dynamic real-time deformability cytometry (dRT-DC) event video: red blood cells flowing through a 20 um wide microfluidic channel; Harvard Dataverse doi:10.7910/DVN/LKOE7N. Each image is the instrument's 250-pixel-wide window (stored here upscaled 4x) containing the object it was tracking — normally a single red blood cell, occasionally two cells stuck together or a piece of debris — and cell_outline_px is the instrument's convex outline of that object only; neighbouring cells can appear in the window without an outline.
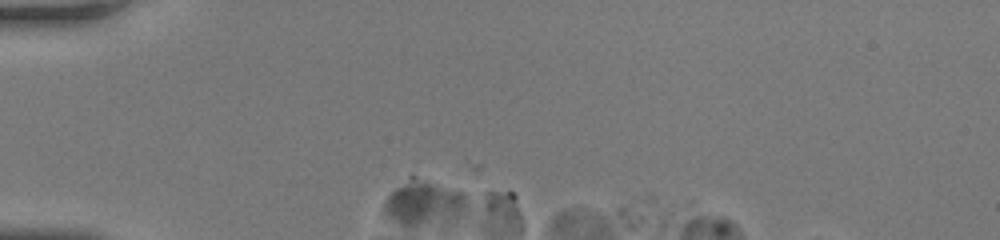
{"species": "human", "species_latin": "Homo sapiens", "temperature_condition": "room temperature", "stored_images_in_passage": 1, "camera_frame_rate_fps": 3000, "um_per_image_px": 0.085, "donor": {"sex": "female"}, "frame": {"image": 1, "passage_image": 1, "time_ms": 0.0, "image_size_px": [1000, 240], "cell_outline_px": [[464, 196], [460, 212], [456, 216], [416, 224], [400, 224], [384, 212], [384, 204], [388, 196], [408, 176], [416, 176], [460, 192]], "centroid_in_image_um": [35.89, 17.16], "position_along_channel_um": 49.1, "area_um2": 19.83}}